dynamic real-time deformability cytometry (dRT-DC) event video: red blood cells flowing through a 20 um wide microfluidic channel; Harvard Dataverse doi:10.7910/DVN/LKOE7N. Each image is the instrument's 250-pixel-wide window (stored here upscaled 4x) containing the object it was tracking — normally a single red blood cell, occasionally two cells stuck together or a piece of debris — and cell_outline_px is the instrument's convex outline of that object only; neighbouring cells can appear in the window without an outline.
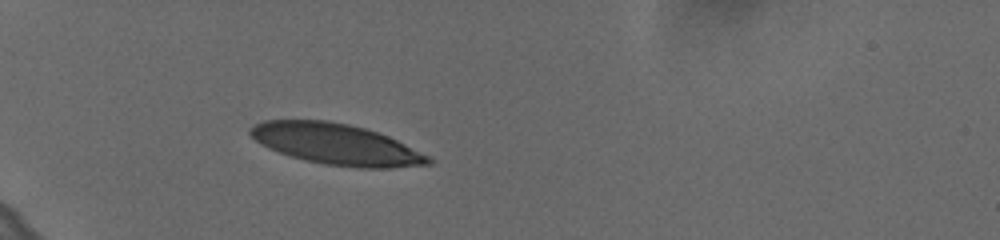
{"species": "human", "species_latin": "Homo sapiens", "temperature_condition": "cold", "stored_images_in_passage": 40, "camera_frame_rate_fps": 3000, "um_per_image_px": 0.085, "donor": {"sex": "female"}, "frame": {"image": 1, "passage_image": 1, "time_ms": 0.0, "image_size_px": [1000, 240], "cell_outline_px": [[436, 160], [432, 164], [392, 168], [360, 168], [324, 164], [304, 160], [268, 148], [260, 144], [248, 132], [248, 128], [264, 120], [328, 120], [348, 124], [364, 128], [388, 136], [432, 156]], "centroid_in_image_um": [28.63, 12.27], "position_along_channel_um": 56.4, "area_um2": 42.66}}
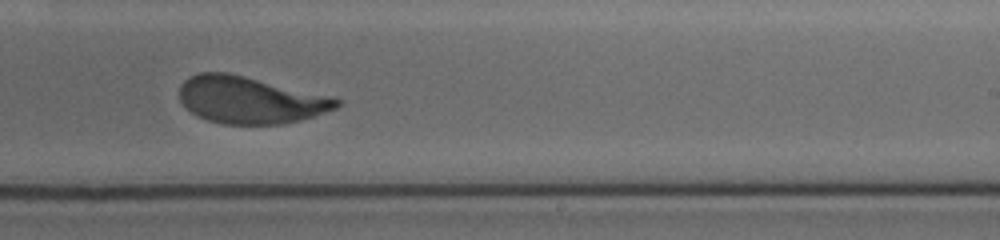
{"frame": {"image": 2, "passage_image": 21, "time_ms": 6.667, "image_size_px": [1000, 240], "cell_outline_px": [[340, 104], [336, 108], [300, 120], [284, 124], [220, 124], [208, 120], [192, 112], [180, 100], [180, 84], [188, 76], [200, 72], [228, 72], [332, 96], [340, 100]], "centroid_in_image_um": [21.25, 8.48], "position_along_channel_um": 267.8, "area_um2": 42.95}}
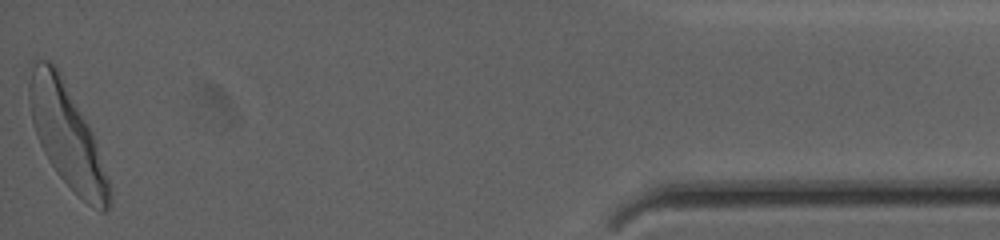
{"frame": {"image": 3, "passage_image": 40, "time_ms": 13.0, "image_size_px": [1000, 240], "cell_outline_px": [[112, 204], [104, 212], [100, 212], [88, 204], [56, 172], [48, 160], [36, 136], [32, 120], [28, 100], [28, 84], [32, 68], [36, 60], [48, 60], [56, 64], [88, 124], [96, 140], [112, 188]], "centroid_in_image_um": [5.71, 11.55], "position_along_channel_um": 429.5, "area_um2": 47.8}, "authors_computed_cell_mechanics": {"area_um2": 44.3615, "velocity_mm_per_s": 3.5882, "shape_relaxation_time_tau1_ms": 2.9623, "shape_relaxation_time_tau2_ms": null, "deformation_change_tau1": 0.166, "deformation_change_tau2": null}}